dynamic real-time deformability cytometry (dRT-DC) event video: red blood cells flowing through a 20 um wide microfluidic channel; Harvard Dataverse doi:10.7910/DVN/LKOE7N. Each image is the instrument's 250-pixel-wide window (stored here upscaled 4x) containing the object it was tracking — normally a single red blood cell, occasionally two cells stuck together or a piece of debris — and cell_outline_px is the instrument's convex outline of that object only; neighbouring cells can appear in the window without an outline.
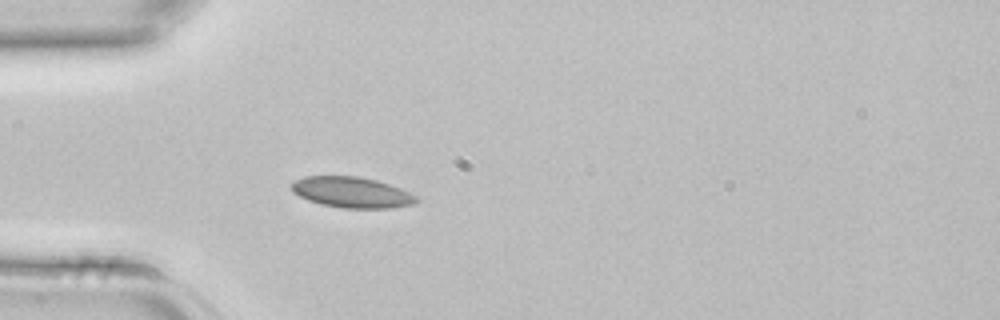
{"species": "common noctule bat (a hibernating species)", "species_latin": "Nyctalus noctula", "temperature_condition": "room temperature", "stored_images_in_passage": 2, "camera_frame_rate_fps": 3000, "um_per_image_px": 0.085, "animal": {"sex": "female", "body_mass_g": 22.7, "forearm_length_mm": 54.2}, "frame": {"image": 1, "passage_image": 2, "time_ms": 0.333, "image_size_px": [1000, 320], "cell_outline_px": [[420, 200], [416, 204], [392, 208], [340, 208], [320, 204], [308, 200], [292, 192], [288, 184], [292, 180], [304, 176], [356, 176], [376, 180], [388, 184], [408, 192], [416, 196]], "centroid_in_image_um": [29.85, 16.35], "position_along_channel_um": 55.2, "area_um2": 22.66}}